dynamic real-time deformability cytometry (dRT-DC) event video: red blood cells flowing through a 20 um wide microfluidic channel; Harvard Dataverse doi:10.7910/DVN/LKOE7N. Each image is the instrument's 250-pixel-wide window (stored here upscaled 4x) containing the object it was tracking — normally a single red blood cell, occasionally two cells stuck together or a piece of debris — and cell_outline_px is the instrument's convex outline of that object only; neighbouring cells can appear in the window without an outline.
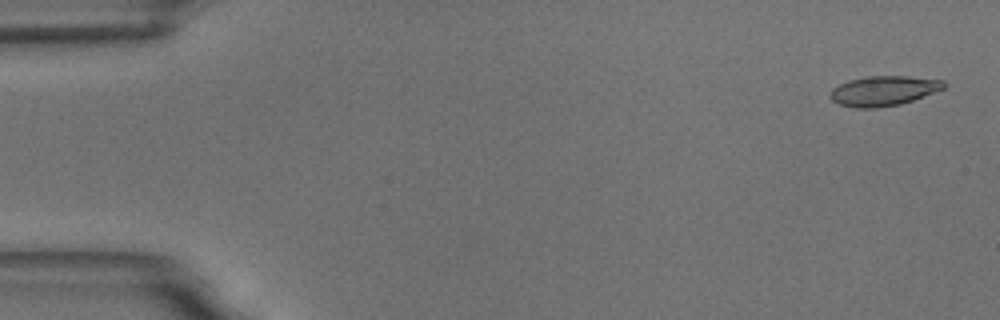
{"species": "common noctule bat (a hibernating species)", "species_latin": "Nyctalus noctula", "temperature_condition": "room temperature", "stored_images_in_passage": 3, "camera_frame_rate_fps": 3000, "um_per_image_px": 0.085, "animal": {"sex": "male", "body_mass_g": 18.8}, "frame": {"image": 1, "passage_image": 1, "time_ms": 0.0, "image_size_px": [1000, 320], "cell_outline_px": [[948, 84], [944, 88], [912, 100], [900, 104], [876, 108], [856, 108], [840, 104], [832, 100], [828, 96], [832, 88], [848, 80], [868, 76], [908, 76], [944, 80]], "centroid_in_image_um": [75.09, 7.71], "position_along_channel_um": 9.9, "area_um2": 19.77}}